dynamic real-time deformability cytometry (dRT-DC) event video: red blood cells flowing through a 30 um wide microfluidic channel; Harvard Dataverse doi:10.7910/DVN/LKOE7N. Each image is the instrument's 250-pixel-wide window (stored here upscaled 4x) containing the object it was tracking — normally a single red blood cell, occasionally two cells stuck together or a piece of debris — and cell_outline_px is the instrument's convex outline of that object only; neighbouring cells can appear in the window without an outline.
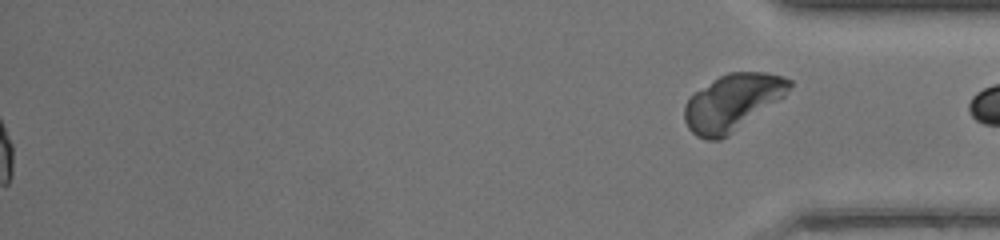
{"species": "common noctule bat (a hibernating species)", "species_latin": "Nyctalus noctula", "temperature_condition": "warm", "stored_images_in_passage": 51, "segment_of_instrument_passage": [2, 2], "camera_frame_rate_fps": 3000, "um_per_image_px": 0.085, "animal": {"sex": "female", "body_mass_g": 17.0, "forearm_length_mm": 48.0}, "frame": {"image": 1, "passage_image": 51, "time_ms": 16.667, "image_size_px": [1000, 240], "cell_outline_px": [[792, 84], [784, 96], [728, 136], [720, 140], [708, 140], [696, 136], [688, 128], [684, 120], [684, 104], [688, 96], [720, 76], [728, 72], [768, 72], [784, 76], [792, 80]], "centroid_in_image_um": [62.23, 8.7], "position_along_channel_um": 373.0, "area_um2": 34.51}}